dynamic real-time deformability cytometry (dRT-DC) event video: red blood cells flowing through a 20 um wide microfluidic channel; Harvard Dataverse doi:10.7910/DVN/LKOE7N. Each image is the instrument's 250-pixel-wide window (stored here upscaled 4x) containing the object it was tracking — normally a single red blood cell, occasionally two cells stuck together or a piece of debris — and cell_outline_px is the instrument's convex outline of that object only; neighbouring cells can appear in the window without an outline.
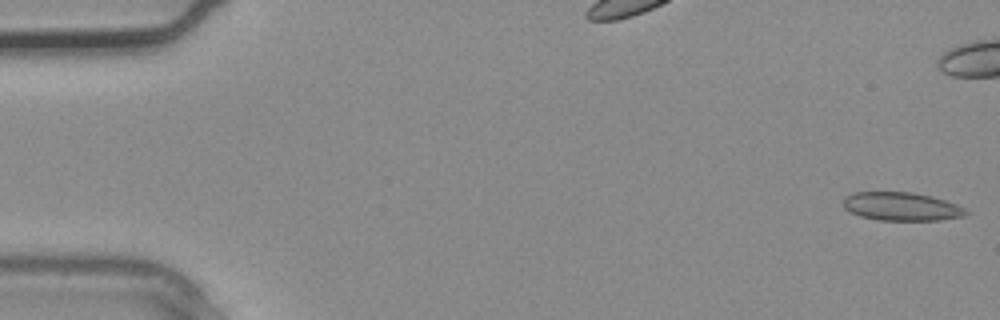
{"species": "common noctule bat (a hibernating species)", "species_latin": "Nyctalus noctula", "temperature_condition": "warm", "stored_images_in_passage": 4, "camera_frame_rate_fps": 3000, "um_per_image_px": 0.085, "animal": {"sex": "male", "body_mass_g": 20.4}, "frame": {"image": 1, "passage_image": 1, "time_ms": 0.0, "image_size_px": [1000, 320], "cell_outline_px": [[968, 212], [964, 216], [940, 220], [880, 220], [860, 216], [844, 208], [844, 196], [852, 192], [912, 192], [932, 196], [956, 204], [964, 208]], "centroid_in_image_um": [76.61, 17.54], "position_along_channel_um": 8.4, "area_um2": 20.23}}